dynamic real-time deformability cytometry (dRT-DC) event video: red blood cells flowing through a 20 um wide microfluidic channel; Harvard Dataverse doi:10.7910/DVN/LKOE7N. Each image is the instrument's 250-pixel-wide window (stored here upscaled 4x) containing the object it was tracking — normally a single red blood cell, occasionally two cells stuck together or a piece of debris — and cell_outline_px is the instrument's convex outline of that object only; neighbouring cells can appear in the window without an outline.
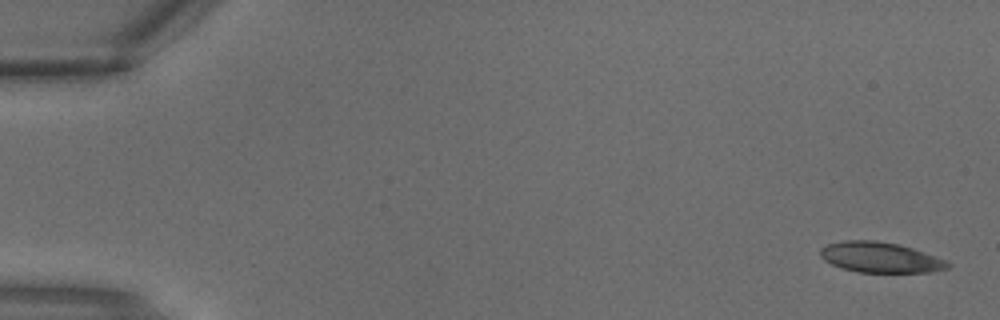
{"species": "common noctule bat (a hibernating species)", "species_latin": "Nyctalus noctula", "temperature_condition": "warm", "stored_images_in_passage": 2, "camera_frame_rate_fps": 3000, "um_per_image_px": 0.085, "animal": {"sex": "male", "body_mass_g": 18.8}, "frame": {"image": 1, "passage_image": 1, "time_ms": 0.0, "image_size_px": [1000, 320], "cell_outline_px": [[952, 264], [948, 268], [932, 272], [856, 272], [840, 268], [824, 260], [820, 256], [820, 248], [828, 244], [844, 240], [876, 240], [896, 244], [912, 248], [944, 260]], "centroid_in_image_um": [74.78, 21.88], "position_along_channel_um": 10.2, "area_um2": 22.48}}
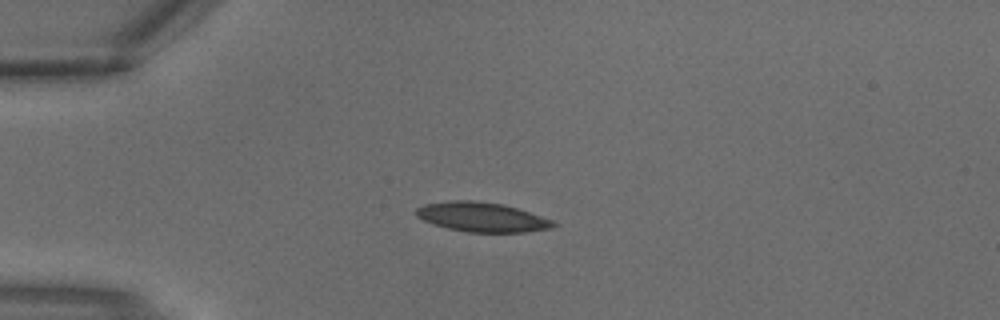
{"frame": {"image": 2, "passage_image": 2, "time_ms": 0.333, "image_size_px": [1000, 320], "cell_outline_px": [[556, 224], [552, 228], [524, 232], [468, 232], [448, 228], [432, 224], [416, 216], [416, 208], [424, 204], [448, 200], [472, 200], [504, 204], [552, 220]], "centroid_in_image_um": [40.92, 18.44], "position_along_channel_um": 44.1, "area_um2": 23.47}}